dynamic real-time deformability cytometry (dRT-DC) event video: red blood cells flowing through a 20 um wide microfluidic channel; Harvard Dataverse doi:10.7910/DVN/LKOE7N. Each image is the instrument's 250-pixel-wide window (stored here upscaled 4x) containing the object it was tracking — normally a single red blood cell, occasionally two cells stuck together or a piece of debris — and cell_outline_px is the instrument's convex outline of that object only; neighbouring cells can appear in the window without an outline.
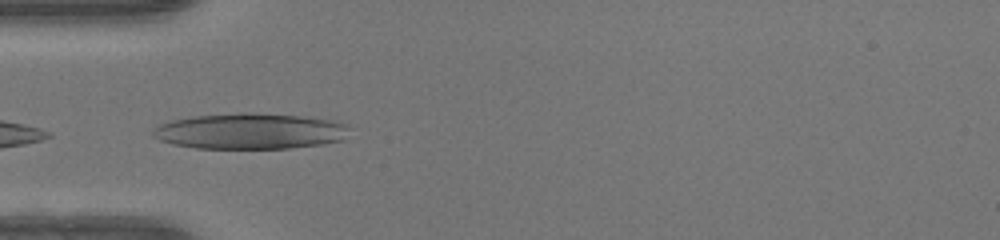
{"species": "human", "species_latin": "Homo sapiens", "temperature_condition": "warm", "stored_images_in_passage": 27, "camera_frame_rate_fps": 3000, "um_per_image_px": 0.085, "donor": {"sex": "female"}, "frame": {"image": 1, "passage_image": 1, "time_ms": 0.0, "image_size_px": [1000, 240], "cell_outline_px": [[348, 128], [344, 140], [324, 144], [288, 148], [196, 148], [172, 144], [160, 140], [152, 136], [152, 128], [160, 124], [172, 120], [192, 116], [240, 112], [244, 112], [300, 116], [336, 120], [348, 124]], "centroid_in_image_um": [21.25, 11.14], "position_along_channel_um": 63.7, "area_um2": 41.27}}
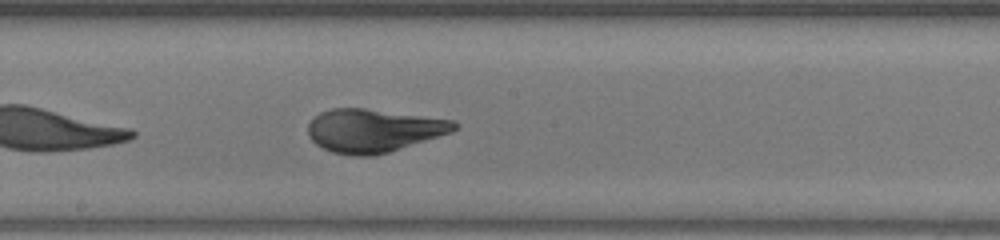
{"frame": {"image": 2, "passage_image": 12, "time_ms": 3.667, "image_size_px": [1000, 240], "cell_outline_px": [[460, 124], [452, 132], [388, 152], [372, 156], [352, 156], [332, 152], [316, 144], [308, 136], [308, 124], [312, 116], [320, 112], [332, 108], [364, 108], [456, 120]], "centroid_in_image_um": [31.73, 11.08], "position_along_channel_um": 216.5, "area_um2": 36.99}}
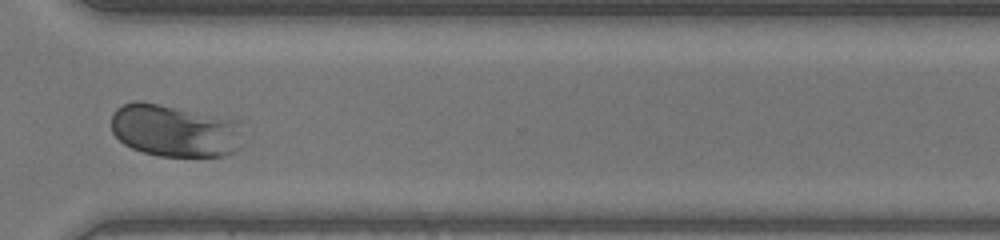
{"frame": {"image": 3, "passage_image": 22, "time_ms": 7.0, "image_size_px": [1000, 240], "cell_outline_px": [[240, 148], [224, 156], [160, 156], [144, 152], [132, 148], [124, 144], [112, 132], [112, 112], [116, 108], [124, 104], [136, 100], [144, 100], [240, 120]], "centroid_in_image_um": [14.84, 11.08], "position_along_channel_um": 355.8, "area_um2": 40.69}, "authors_computed_cell_mechanics": {"area_um2": 37.0498, "velocity_mm_per_s": 4.1938, "shape_relaxation_time_tau1_ms": 5.3735, "shape_relaxation_time_tau2_ms": null, "deformation_change_tau1": 0.2872, "deformation_change_tau2": null}}